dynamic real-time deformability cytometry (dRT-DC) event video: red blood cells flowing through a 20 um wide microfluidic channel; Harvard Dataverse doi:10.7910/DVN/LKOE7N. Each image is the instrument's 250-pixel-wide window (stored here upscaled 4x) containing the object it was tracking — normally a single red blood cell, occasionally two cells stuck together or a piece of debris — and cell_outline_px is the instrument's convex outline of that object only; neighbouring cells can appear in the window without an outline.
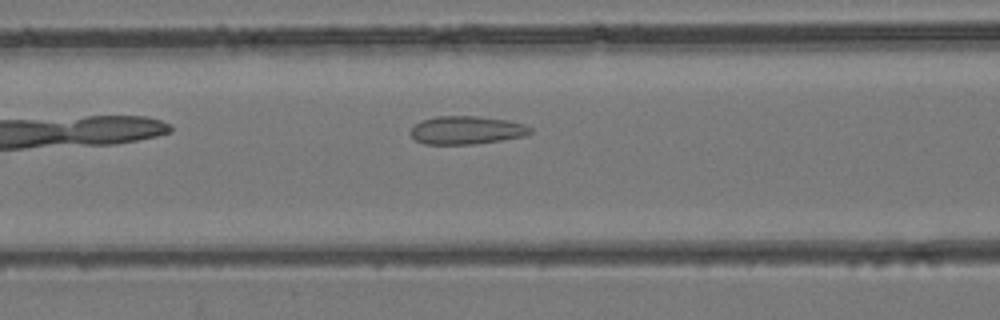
{"species": "common noctule bat (a hibernating species)", "species_latin": "Nyctalus noctula", "temperature_condition": "room temperature", "stored_images_in_passage": 22, "camera_frame_rate_fps": 3000, "um_per_image_px": 0.085, "animal": {"sex": "female", "body_mass_g": 24.6, "forearm_length_mm": 56.2}, "frame": {"image": 1, "passage_image": 4, "time_ms": 1.0, "image_size_px": [1000, 320], "cell_outline_px": [[532, 132], [524, 136], [500, 140], [472, 144], [424, 144], [416, 140], [412, 136], [412, 128], [416, 124], [424, 120], [436, 116], [476, 116], [508, 120], [524, 124], [532, 128]], "centroid_in_image_um": [39.68, 11.06], "position_along_channel_um": 126.9, "area_um2": 19.42}}
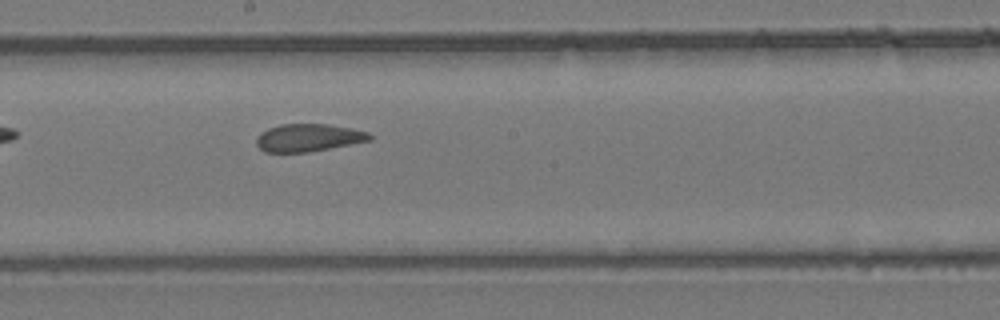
{"frame": {"image": 2, "passage_image": 10, "time_ms": 3.0, "image_size_px": [1000, 320], "cell_outline_px": [[372, 140], [308, 152], [264, 152], [256, 144], [256, 136], [268, 128], [280, 124], [328, 124], [352, 128], [368, 132], [372, 136]], "centroid_in_image_um": [26.21, 11.7], "position_along_channel_um": 222.0, "area_um2": 18.26}}
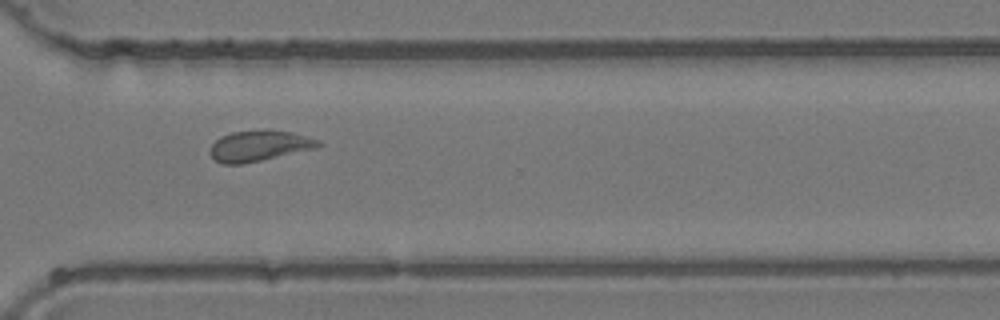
{"frame": {"image": 3, "passage_image": 18, "time_ms": 5.667, "image_size_px": [1000, 320], "cell_outline_px": [[324, 144], [316, 148], [260, 160], [240, 164], [220, 164], [208, 152], [212, 144], [220, 136], [232, 132], [292, 132], [320, 140]], "centroid_in_image_um": [22.01, 12.42], "position_along_channel_um": 348.6, "area_um2": 18.73}}